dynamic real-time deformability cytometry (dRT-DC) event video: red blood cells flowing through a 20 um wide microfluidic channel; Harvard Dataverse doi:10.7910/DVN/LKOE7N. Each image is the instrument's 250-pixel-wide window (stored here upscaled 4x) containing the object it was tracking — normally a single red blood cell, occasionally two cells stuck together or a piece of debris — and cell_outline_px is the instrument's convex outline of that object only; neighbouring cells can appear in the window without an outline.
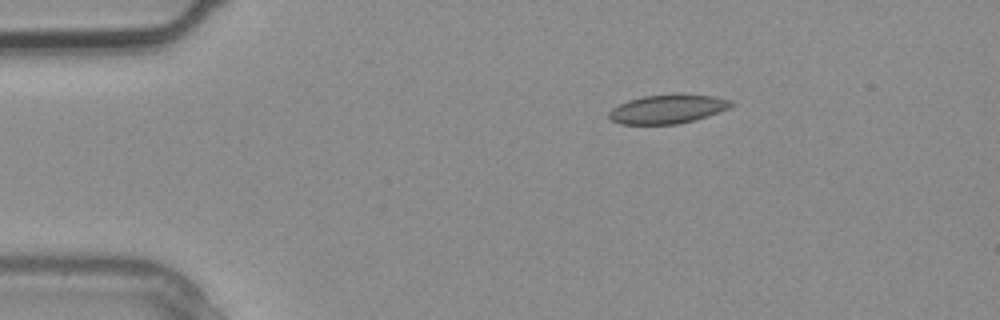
{"species": "common noctule bat (a hibernating species)", "species_latin": "Nyctalus noctula", "temperature_condition": "warm", "stored_images_in_passage": 3, "camera_frame_rate_fps": 3000, "um_per_image_px": 0.085, "animal": {"sex": "male", "body_mass_g": 20.4}, "frame": {"image": 1, "passage_image": 2, "time_ms": 0.333, "image_size_px": [1000, 320], "cell_outline_px": [[732, 104], [728, 108], [708, 116], [676, 124], [620, 124], [612, 120], [608, 116], [608, 112], [612, 108], [628, 100], [644, 96], [680, 92], [712, 96], [732, 100]], "centroid_in_image_um": [56.74, 9.24], "position_along_channel_um": 28.3, "area_um2": 20.75}}